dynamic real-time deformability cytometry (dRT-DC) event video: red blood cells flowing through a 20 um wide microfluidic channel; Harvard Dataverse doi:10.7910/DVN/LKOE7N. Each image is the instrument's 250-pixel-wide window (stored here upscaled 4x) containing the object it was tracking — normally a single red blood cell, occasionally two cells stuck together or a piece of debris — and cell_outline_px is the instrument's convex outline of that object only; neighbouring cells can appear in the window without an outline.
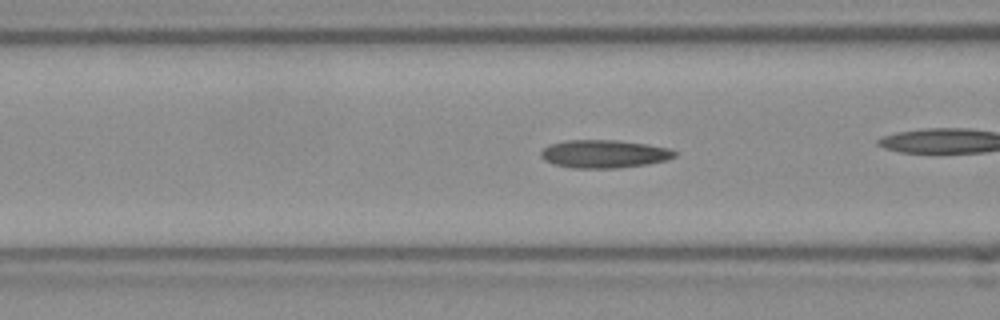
{"species": "Egyptian fruit bat (a non-hibernating species)", "species_latin": "Rousettus aegyptiacus", "temperature_condition": "room temperature", "stored_images_in_passage": 40, "camera_frame_rate_fps": 3000, "um_per_image_px": 0.085, "frame": {"image": 1, "passage_image": 7, "time_ms": 2.0, "image_size_px": [1000, 320], "cell_outline_px": [[676, 156], [664, 160], [648, 164], [620, 168], [576, 168], [556, 164], [544, 160], [540, 156], [540, 152], [548, 144], [568, 140], [616, 140], [648, 144], [668, 148], [676, 152]], "centroid_in_image_um": [51.34, 13.08], "position_along_channel_um": 115.3, "area_um2": 21.79}}
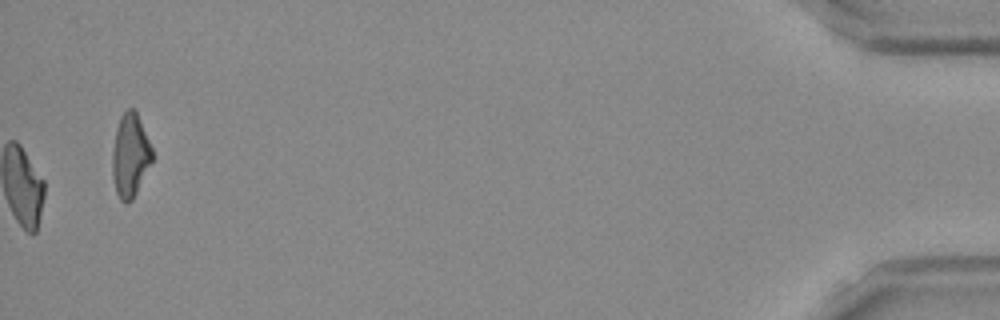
{"frame": {"image": 2, "passage_image": 40, "time_ms": 13.0, "image_size_px": [1000, 320], "cell_outline_px": [[152, 160], [132, 200], [128, 204], [124, 204], [120, 200], [116, 192], [112, 176], [112, 152], [116, 128], [120, 116], [128, 108], [132, 108], [136, 112], [152, 148]], "centroid_in_image_um": [11.04, 13.23], "position_along_channel_um": 424.2, "area_um2": 19.19}, "authors_computed_cell_mechanics": {"area_um2": 20.808, "velocity_mm_per_s": 3.8775, "shape_relaxation_time_tau1_ms": null, "shape_relaxation_time_tau2_ms": 2.9007, "deformation_change_tau1": null, "deformation_change_tau2": 0.1067}}